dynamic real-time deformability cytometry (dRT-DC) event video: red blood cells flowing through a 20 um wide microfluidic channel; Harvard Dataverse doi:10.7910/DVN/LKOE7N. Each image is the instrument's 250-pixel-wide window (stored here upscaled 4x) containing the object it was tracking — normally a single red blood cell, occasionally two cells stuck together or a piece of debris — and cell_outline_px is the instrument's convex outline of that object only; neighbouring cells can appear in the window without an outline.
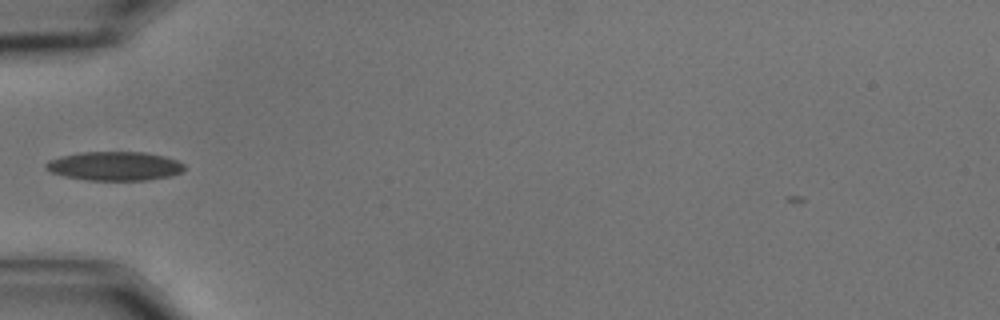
{"species": "common noctule bat (a hibernating species)", "species_latin": "Nyctalus noctula", "temperature_condition": "cold", "stored_images_in_passage": 38, "camera_frame_rate_fps": 3000, "um_per_image_px": 0.085, "animal": {"sex": "male", "body_mass_g": 15.6}, "frame": {"image": 1, "passage_image": 1, "time_ms": 0.0, "image_size_px": [1000, 320], "cell_outline_px": [[184, 168], [180, 172], [172, 176], [148, 180], [88, 180], [64, 176], [52, 172], [44, 168], [44, 164], [48, 160], [60, 156], [80, 152], [144, 152], [164, 156], [176, 160], [184, 164]], "centroid_in_image_um": [9.72, 14.11], "position_along_channel_um": 75.3, "area_um2": 23.41}}
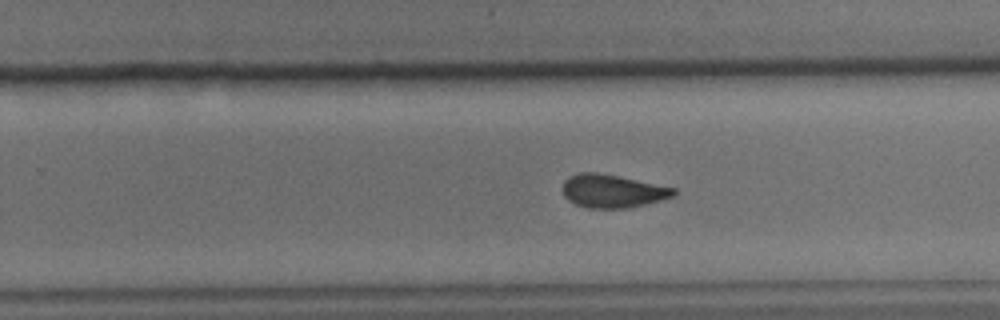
{"frame": {"image": 2, "passage_image": 18, "time_ms": 5.667, "image_size_px": [1000, 320], "cell_outline_px": [[676, 192], [672, 196], [660, 200], [628, 208], [588, 208], [576, 204], [568, 200], [564, 196], [564, 180], [568, 176], [580, 172], [596, 172], [620, 176], [676, 188]], "centroid_in_image_um": [52.04, 16.23], "position_along_channel_um": 277.8, "area_um2": 21.39}}
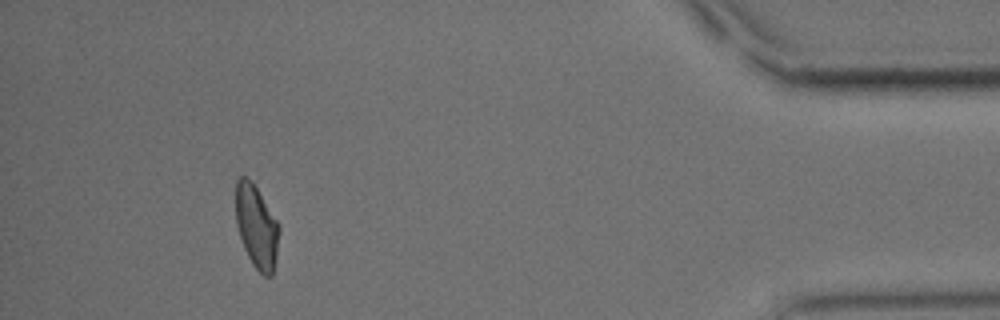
{"frame": {"image": 3, "passage_image": 34, "time_ms": 11.0, "image_size_px": [1000, 320], "cell_outline_px": [[280, 228], [276, 256], [272, 276], [264, 276], [252, 264], [244, 248], [236, 224], [236, 180], [240, 176], [244, 176], [256, 188], [280, 224]], "centroid_in_image_um": [21.81, 19.28], "position_along_channel_um": 413.4, "area_um2": 20.75}, "authors_computed_cell_mechanics": {"area_um2": 21.7617, "velocity_mm_per_s": 3.5576, "shape_relaxation_time_tau1_ms": 4.3417, "shape_relaxation_time_tau2_ms": 2.7812, "deformation_change_tau1": 0.1253, "deformation_change_tau2": 0.0975}}